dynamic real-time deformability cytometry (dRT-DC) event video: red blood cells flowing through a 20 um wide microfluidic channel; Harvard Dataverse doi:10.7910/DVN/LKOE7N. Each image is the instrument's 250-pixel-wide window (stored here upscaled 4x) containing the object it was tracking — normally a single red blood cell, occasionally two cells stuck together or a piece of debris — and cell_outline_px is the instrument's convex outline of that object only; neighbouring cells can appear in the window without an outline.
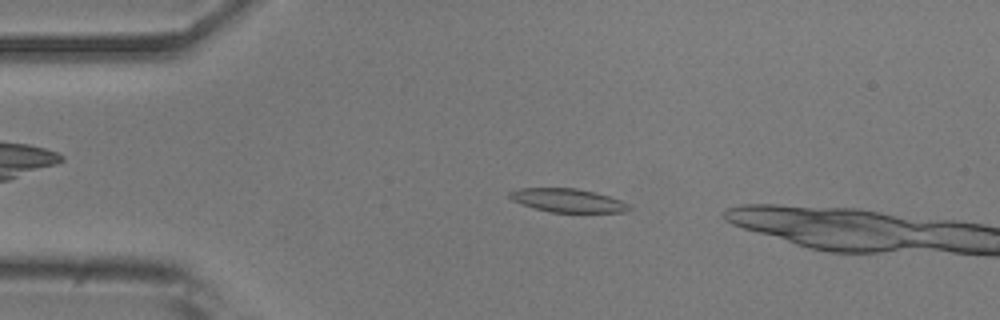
{"species": "common noctule bat (a hibernating species)", "species_latin": "Nyctalus noctula", "temperature_condition": "room temperature", "stored_images_in_passage": 12, "camera_frame_rate_fps": 3000, "um_per_image_px": 0.085, "animal": {"sex": "male", "body_mass_g": 20.5, "forearm_length_mm": 52.5}, "frame": {"image": 1, "passage_image": 7, "time_ms": 2.0, "image_size_px": [1000, 320], "cell_outline_px": [[632, 208], [624, 212], [552, 212], [536, 208], [512, 200], [508, 196], [508, 192], [520, 188], [576, 188], [608, 196], [620, 200], [628, 204]], "centroid_in_image_um": [48.25, 17.03], "position_along_channel_um": 36.8, "area_um2": 16.07}}